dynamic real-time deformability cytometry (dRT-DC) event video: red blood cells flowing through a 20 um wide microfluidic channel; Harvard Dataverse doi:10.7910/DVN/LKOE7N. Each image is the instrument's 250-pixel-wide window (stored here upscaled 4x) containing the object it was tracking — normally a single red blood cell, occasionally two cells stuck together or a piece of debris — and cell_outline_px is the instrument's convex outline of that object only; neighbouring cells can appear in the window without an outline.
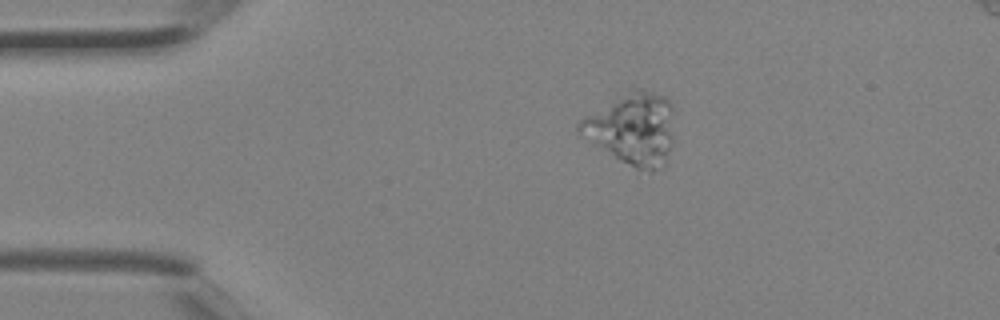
{"species": "Egyptian fruit bat (a non-hibernating species)", "species_latin": "Rousettus aegyptiacus", "temperature_condition": "room temperature", "stored_images_in_passage": 3, "camera_frame_rate_fps": 3000, "um_per_image_px": 0.085, "animal": {"sex": "female"}, "frame": {"image": 1, "passage_image": 2, "time_ms": 0.333, "image_size_px": [1000, 320], "cell_outline_px": [[672, 140], [664, 168], [652, 172], [648, 172], [636, 168], [620, 160], [580, 136], [576, 132], [576, 124], [584, 116], [636, 88], [640, 88], [664, 96], [672, 104]], "centroid_in_image_um": [53.75, 10.97], "position_along_channel_um": 31.2, "area_um2": 39.42}}